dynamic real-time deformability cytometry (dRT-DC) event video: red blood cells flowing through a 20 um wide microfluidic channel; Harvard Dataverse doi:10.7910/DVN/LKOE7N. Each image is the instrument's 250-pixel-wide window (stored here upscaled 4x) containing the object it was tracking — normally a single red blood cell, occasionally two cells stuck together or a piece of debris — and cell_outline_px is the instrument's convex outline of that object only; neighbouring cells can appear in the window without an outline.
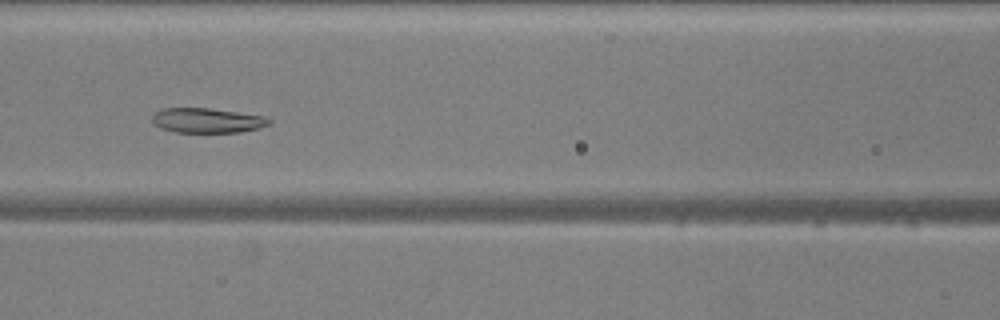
{"species": "common noctule bat (a hibernating species)", "species_latin": "Nyctalus noctula", "temperature_condition": "warm", "stored_images_in_passage": 27, "camera_frame_rate_fps": 3000, "um_per_image_px": 0.085, "animal": {"sex": "male", "body_mass_g": 20.5, "forearm_length_mm": 52.5}, "frame": {"image": 1, "passage_image": 9, "time_ms": 2.667, "image_size_px": [1000, 320], "cell_outline_px": [[272, 124], [260, 128], [240, 132], [176, 132], [160, 128], [152, 124], [152, 116], [156, 112], [164, 108], [208, 108], [264, 116], [272, 120]], "centroid_in_image_um": [17.62, 10.24], "position_along_channel_um": 149.0, "area_um2": 16.94}}
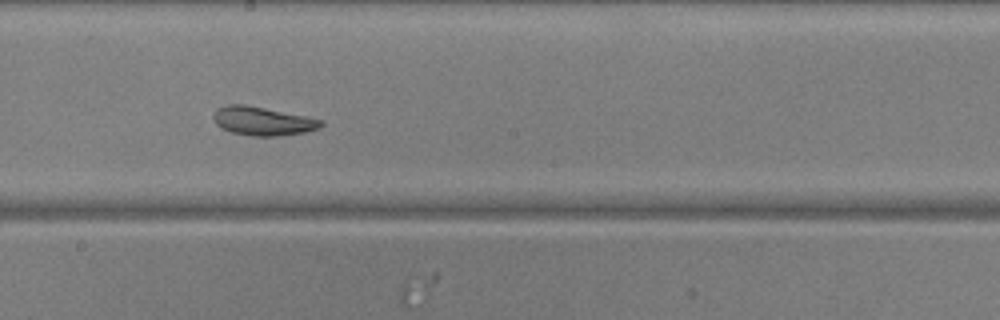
{"frame": {"image": 2, "passage_image": 15, "time_ms": 4.667, "image_size_px": [1000, 320], "cell_outline_px": [[324, 124], [320, 128], [304, 132], [280, 136], [252, 136], [232, 132], [220, 128], [216, 124], [212, 116], [216, 108], [228, 104], [244, 104], [308, 116], [324, 120]], "centroid_in_image_um": [22.33, 10.28], "position_along_channel_um": 225.9, "area_um2": 18.21}}
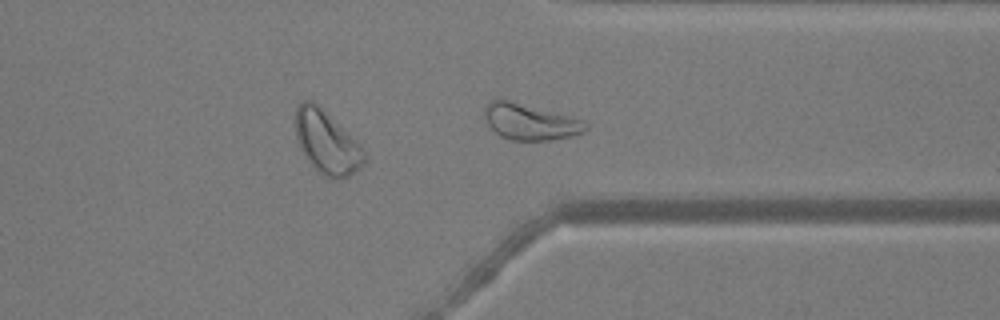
{"frame": {"image": 3, "passage_image": 26, "time_ms": 8.333, "image_size_px": [1000, 320], "cell_outline_px": [[364, 164], [360, 168], [348, 176], [340, 180], [332, 180], [320, 172], [312, 164], [300, 148], [296, 140], [296, 104], [304, 100], [312, 100], [356, 140], [360, 144], [364, 152]], "centroid_in_image_um": [27.77, 12.11], "position_along_channel_um": 383.6, "area_um2": 24.85}, "authors_computed_cell_mechanics": {"area_um2": 17.8602, "velocity_mm_per_s": 3.8573, "shape_relaxation_time_tau1_ms": null, "shape_relaxation_time_tau2_ms": 5.1399, "deformation_change_tau1": null, "deformation_change_tau2": 0.1299}}